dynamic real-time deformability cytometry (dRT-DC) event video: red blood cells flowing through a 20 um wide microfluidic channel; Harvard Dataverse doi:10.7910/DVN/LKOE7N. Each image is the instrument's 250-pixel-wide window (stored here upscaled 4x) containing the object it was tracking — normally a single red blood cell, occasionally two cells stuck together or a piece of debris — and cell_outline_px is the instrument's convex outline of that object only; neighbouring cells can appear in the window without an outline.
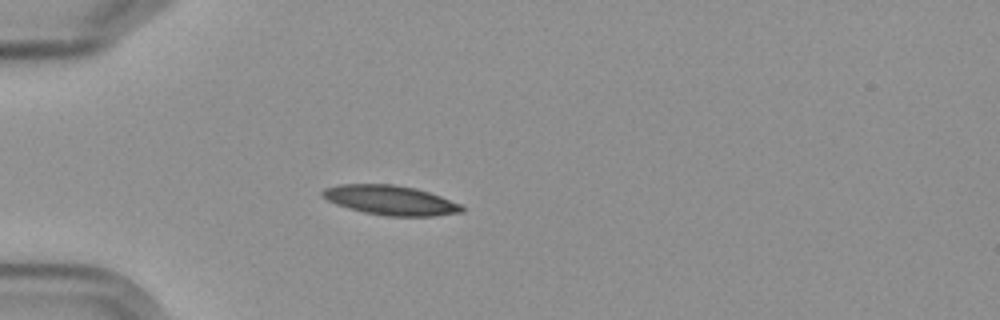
{"species": "Egyptian fruit bat (a non-hibernating species)", "species_latin": "Rousettus aegyptiacus", "temperature_condition": "cold", "stored_images_in_passage": 7, "camera_frame_rate_fps": 3000, "um_per_image_px": 0.085, "frame": {"image": 1, "passage_image": 6, "time_ms": 5.667, "image_size_px": [1000, 320], "cell_outline_px": [[464, 212], [432, 216], [388, 216], [364, 212], [348, 208], [336, 204], [320, 196], [320, 192], [324, 188], [340, 184], [392, 184], [416, 188], [464, 204]], "centroid_in_image_um": [33.2, 17.01], "position_along_channel_um": 51.8, "area_um2": 24.16}}